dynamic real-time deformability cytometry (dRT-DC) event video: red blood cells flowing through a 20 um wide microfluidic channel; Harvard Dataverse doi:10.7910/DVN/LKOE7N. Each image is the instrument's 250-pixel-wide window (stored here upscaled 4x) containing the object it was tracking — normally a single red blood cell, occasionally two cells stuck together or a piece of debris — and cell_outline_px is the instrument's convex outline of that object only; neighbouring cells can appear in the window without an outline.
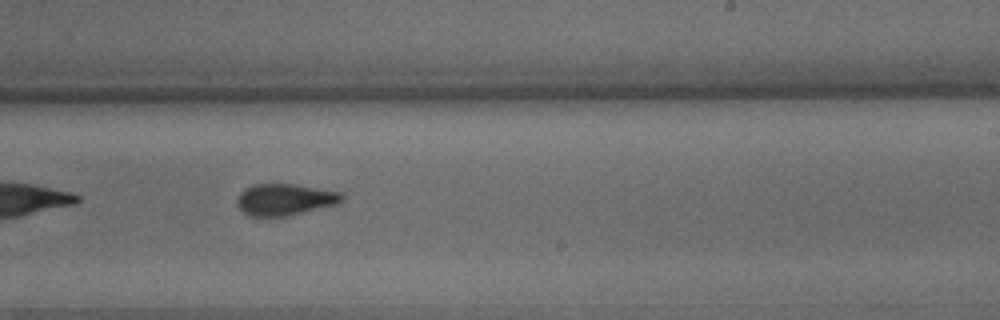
{"species": "common noctule bat (a hibernating species)", "species_latin": "Nyctalus noctula", "temperature_condition": "warm", "stored_images_in_passage": 45, "camera_frame_rate_fps": 3000, "um_per_image_px": 0.085, "animal": {"sex": "male", "body_mass_g": 15.6}, "frame": {"image": 1, "passage_image": 20, "time_ms": 6.333, "image_size_px": [1000, 320], "cell_outline_px": [[344, 200], [336, 204], [288, 216], [248, 216], [236, 204], [236, 200], [240, 192], [244, 188], [252, 184], [296, 184], [340, 192], [344, 196]], "centroid_in_image_um": [24.19, 16.95], "position_along_channel_um": 264.8, "area_um2": 19.36}, "authors_computed_cell_mechanics": {"area_um2": 19.5942, "velocity_mm_per_s": 3.2058, "shape_relaxation_time_tau1_ms": 5.0285, "shape_relaxation_time_tau2_ms": 1.9266, "deformation_change_tau1": 0.1762, "deformation_change_tau2": 0.0974}}